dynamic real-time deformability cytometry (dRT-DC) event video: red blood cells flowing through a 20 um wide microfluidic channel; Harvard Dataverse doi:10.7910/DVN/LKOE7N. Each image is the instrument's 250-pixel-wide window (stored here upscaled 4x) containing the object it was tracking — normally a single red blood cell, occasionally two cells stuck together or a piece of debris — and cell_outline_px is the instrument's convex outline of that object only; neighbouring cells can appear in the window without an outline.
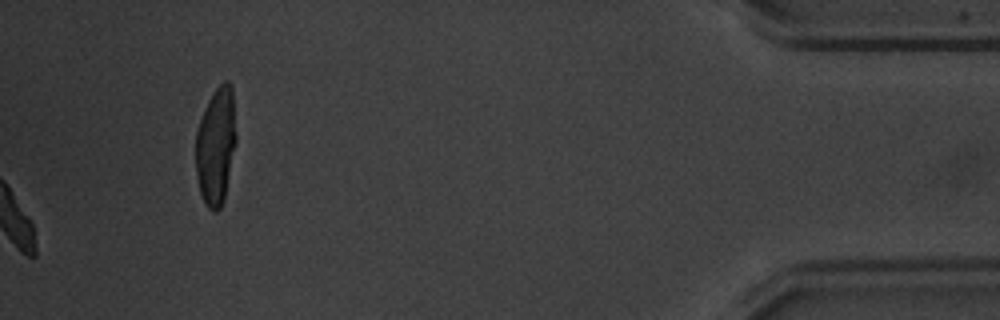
{"species": "common noctule bat (a hibernating species)", "species_latin": "Nyctalus noctula", "temperature_condition": "warm", "stored_images_in_passage": 41, "camera_frame_rate_fps": 3000, "um_per_image_px": 0.085, "animal": {"sex": "male", "body_mass_g": 20.1, "forearm_length_mm": 53.5}, "frame": {"image": 1, "passage_image": 41, "time_ms": 13.333, "image_size_px": [1000, 320], "cell_outline_px": [[236, 140], [224, 200], [220, 208], [216, 212], [212, 212], [208, 208], [200, 192], [196, 176], [196, 132], [204, 108], [212, 92], [224, 80], [228, 80], [232, 84], [236, 132]], "centroid_in_image_um": [18.35, 12.38], "position_along_channel_um": 416.8, "area_um2": 27.8}, "authors_computed_cell_mechanics": {"area_um2": 17.8602, "velocity_mm_per_s": 3.7312, "shape_relaxation_time_tau1_ms": 3.2478, "shape_relaxation_time_tau2_ms": 8.9365, "deformation_change_tau1": 0.1541, "deformation_change_tau2": 0.117}}